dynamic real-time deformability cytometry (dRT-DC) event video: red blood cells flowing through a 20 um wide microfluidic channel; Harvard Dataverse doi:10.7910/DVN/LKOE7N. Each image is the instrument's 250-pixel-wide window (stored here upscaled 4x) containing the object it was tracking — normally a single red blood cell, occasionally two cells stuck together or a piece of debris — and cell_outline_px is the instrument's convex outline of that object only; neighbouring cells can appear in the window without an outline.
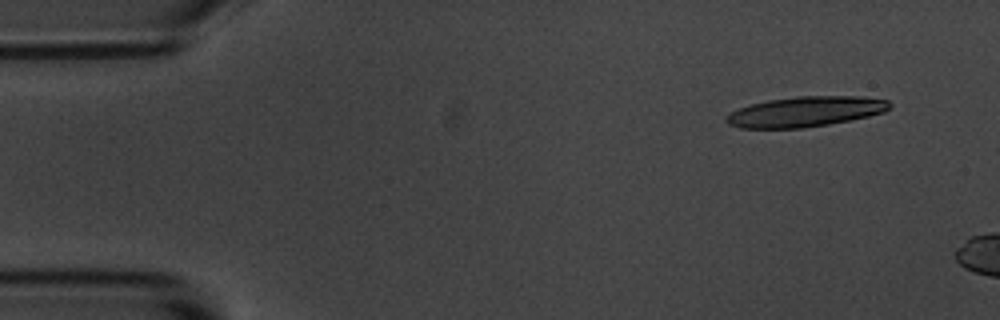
{"species": "common noctule bat (a hibernating species)", "species_latin": "Nyctalus noctula", "temperature_condition": "room temperature", "stored_images_in_passage": 8, "camera_frame_rate_fps": 3000, "um_per_image_px": 0.085, "animal": {"sex": "male", "body_mass_g": 20.1, "forearm_length_mm": 53.5}, "frame": {"image": 1, "passage_image": 4, "time_ms": 1.0, "image_size_px": [1000, 320], "cell_outline_px": [[876, 112], [836, 120], [812, 124], [788, 124], [788, 100], [872, 100]], "centroid_in_image_um": [70.25, 9.38], "position_along_channel_um": 14.8, "area_um2": 12.43}}